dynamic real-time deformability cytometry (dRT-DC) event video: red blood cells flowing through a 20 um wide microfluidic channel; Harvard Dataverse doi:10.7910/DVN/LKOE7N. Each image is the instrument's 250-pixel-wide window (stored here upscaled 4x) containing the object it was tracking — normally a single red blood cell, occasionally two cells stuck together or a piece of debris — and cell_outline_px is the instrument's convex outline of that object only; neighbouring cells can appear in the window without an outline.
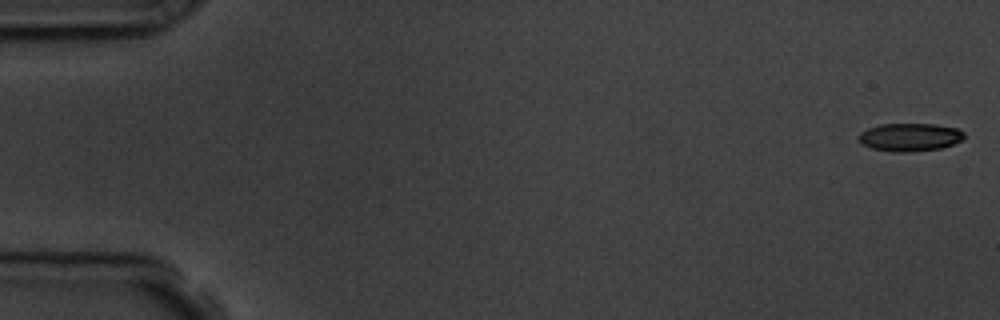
{"species": "common noctule bat (a hibernating species)", "species_latin": "Nyctalus noctula", "temperature_condition": "room temperature", "stored_images_in_passage": 56, "camera_frame_rate_fps": 3000, "um_per_image_px": 0.085, "animal": {"sex": "male", "body_mass_g": 19.5, "forearm_length_mm": 54.6}, "frame": {"image": 1, "passage_image": 1, "time_ms": 0.0, "image_size_px": [1000, 320], "cell_outline_px": [[964, 136], [960, 140], [952, 144], [940, 148], [908, 152], [892, 152], [872, 148], [860, 144], [856, 136], [860, 132], [868, 128], [880, 124], [936, 124], [956, 128], [964, 132]], "centroid_in_image_um": [77.27, 11.65], "position_along_channel_um": 7.7, "area_um2": 17.28}}
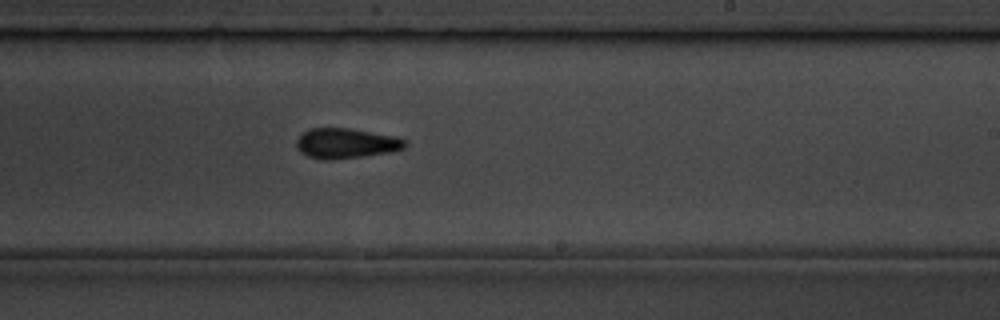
{"frame": {"image": 2, "passage_image": 34, "time_ms": 11.0, "image_size_px": [1000, 320], "cell_outline_px": [[408, 144], [404, 148], [392, 152], [364, 156], [332, 160], [324, 160], [308, 156], [300, 152], [296, 148], [296, 140], [308, 128], [348, 128], [396, 136], [408, 140]], "centroid_in_image_um": [29.43, 12.19], "position_along_channel_um": 259.6, "area_um2": 19.31}}
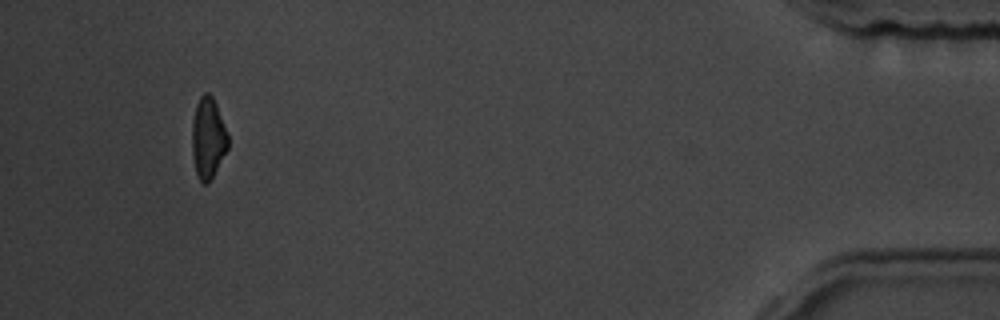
{"frame": {"image": 3, "passage_image": 53, "time_ms": 17.333, "image_size_px": [1000, 320], "cell_outline_px": [[228, 148], [208, 184], [204, 184], [200, 180], [196, 172], [192, 156], [192, 124], [196, 104], [200, 96], [204, 92], [208, 92], [212, 96], [216, 104], [228, 136]], "centroid_in_image_um": [17.67, 11.73], "position_along_channel_um": 417.5, "area_um2": 16.82}, "authors_computed_cell_mechanics": {"area_um2": 18.1492, "velocity_mm_per_s": 3.6253, "shape_relaxation_time_tau1_ms": 3.8839, "shape_relaxation_time_tau2_ms": 3.4669, "deformation_change_tau1": 0.1247, "deformation_change_tau2": 0.1221}}